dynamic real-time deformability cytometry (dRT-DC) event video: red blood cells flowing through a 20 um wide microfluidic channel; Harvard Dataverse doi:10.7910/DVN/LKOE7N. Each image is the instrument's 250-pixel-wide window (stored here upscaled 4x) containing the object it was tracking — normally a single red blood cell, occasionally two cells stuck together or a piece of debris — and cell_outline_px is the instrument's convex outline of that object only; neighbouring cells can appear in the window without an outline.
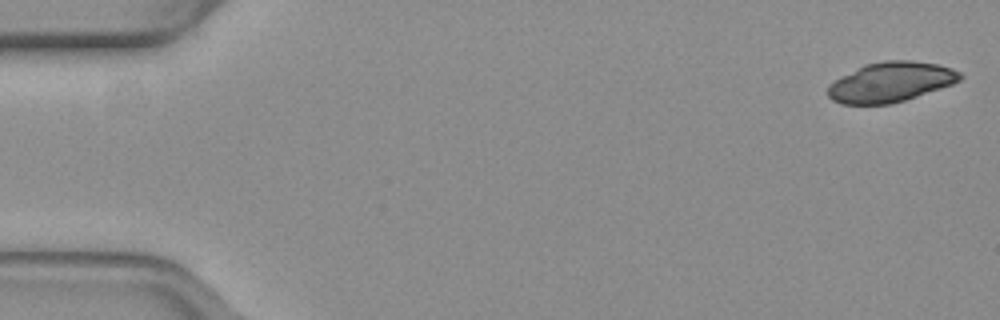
{"species": "common noctule bat (a hibernating species)", "species_latin": "Nyctalus noctula", "temperature_condition": "warm", "stored_images_in_passage": 51, "camera_frame_rate_fps": 3000, "um_per_image_px": 0.085, "animal": {"sex": "female", "body_mass_g": 19.3, "forearm_length_mm": 54.1}, "frame": {"image": 1, "passage_image": 1, "time_ms": 0.0, "image_size_px": [1000, 320], "cell_outline_px": [[964, 76], [960, 80], [952, 84], [892, 104], [840, 104], [832, 100], [828, 96], [828, 84], [864, 64], [884, 60], [912, 60], [936, 64], [952, 68], [960, 72]], "centroid_in_image_um": [75.7, 6.97], "position_along_channel_um": 9.3, "area_um2": 30.63}}